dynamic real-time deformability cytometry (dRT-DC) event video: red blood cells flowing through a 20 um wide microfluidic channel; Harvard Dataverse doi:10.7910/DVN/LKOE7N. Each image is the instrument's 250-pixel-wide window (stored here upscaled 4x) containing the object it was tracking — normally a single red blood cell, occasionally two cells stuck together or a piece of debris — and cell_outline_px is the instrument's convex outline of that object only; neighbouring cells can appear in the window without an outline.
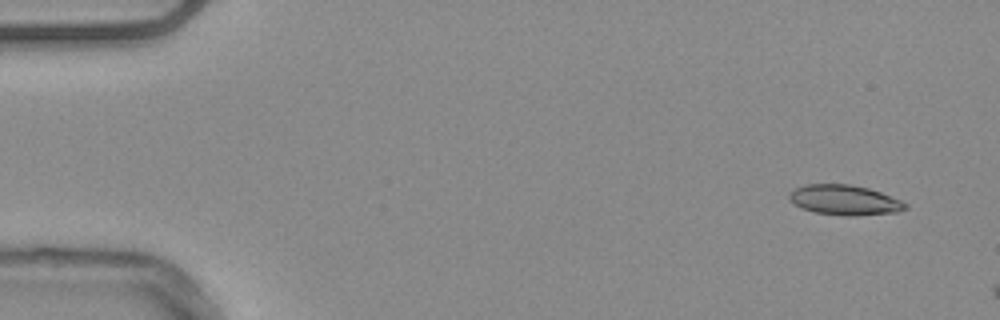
{"species": "common noctule bat (a hibernating species)", "species_latin": "Nyctalus noctula", "temperature_condition": "warm", "stored_images_in_passage": 2, "camera_frame_rate_fps": 3000, "um_per_image_px": 0.085, "animal": {"sex": "male", "body_mass_g": 20.4}, "frame": {"image": 1, "passage_image": 1, "time_ms": 0.0, "image_size_px": [1000, 320], "cell_outline_px": [[908, 208], [896, 212], [852, 216], [844, 216], [816, 212], [804, 208], [796, 204], [788, 196], [788, 192], [804, 184], [848, 184], [868, 188], [880, 192], [900, 200], [908, 204]], "centroid_in_image_um": [71.8, 17.0], "position_along_channel_um": 13.2, "area_um2": 20.11}}